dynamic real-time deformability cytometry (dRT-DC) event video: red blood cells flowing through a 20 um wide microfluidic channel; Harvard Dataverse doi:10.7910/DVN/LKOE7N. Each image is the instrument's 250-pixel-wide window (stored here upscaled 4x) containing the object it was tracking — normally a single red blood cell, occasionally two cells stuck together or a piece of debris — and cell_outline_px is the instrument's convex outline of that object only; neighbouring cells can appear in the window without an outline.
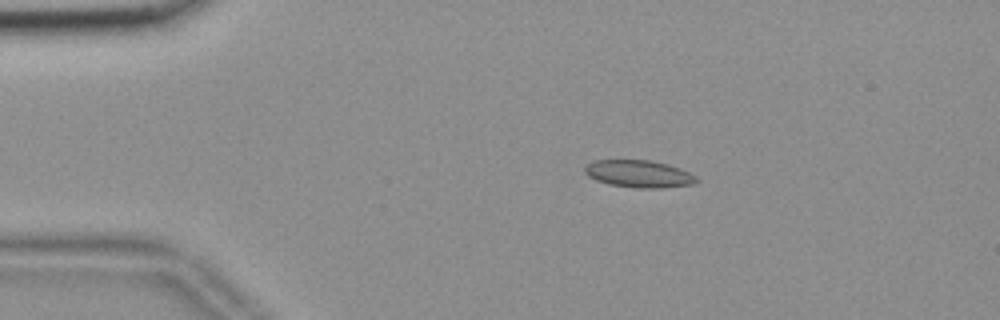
{"species": "common noctule bat (a hibernating species)", "species_latin": "Nyctalus noctula", "temperature_condition": "room temperature", "stored_images_in_passage": 50, "camera_frame_rate_fps": 3000, "um_per_image_px": 0.085, "animal": {"sex": "female", "body_mass_g": 18.4}, "frame": {"image": 1, "passage_image": 5, "time_ms": 1.333, "image_size_px": [1000, 320], "cell_outline_px": [[696, 184], [664, 188], [640, 188], [608, 184], [596, 180], [588, 176], [584, 172], [584, 168], [588, 164], [596, 160], [652, 160], [668, 164], [680, 168], [696, 176]], "centroid_in_image_um": [54.32, 14.78], "position_along_channel_um": 30.7, "area_um2": 17.8}}
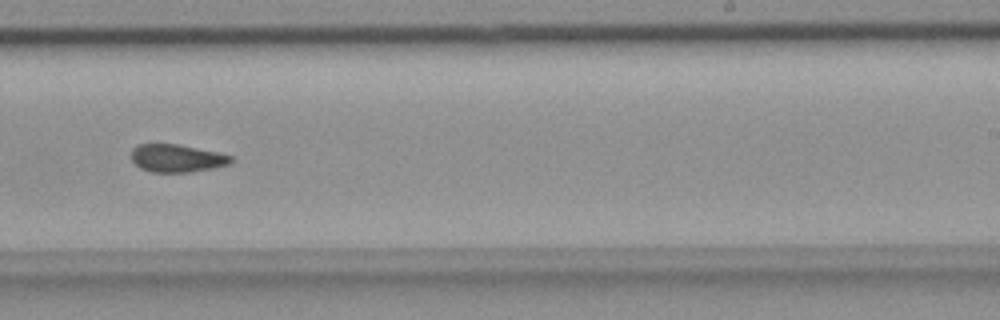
{"frame": {"image": 2, "passage_image": 29, "time_ms": 9.333, "image_size_px": [1000, 320], "cell_outline_px": [[232, 160], [228, 164], [216, 168], [192, 172], [152, 172], [140, 168], [132, 160], [132, 148], [140, 144], [176, 144], [220, 152], [232, 156]], "centroid_in_image_um": [15.06, 13.45], "position_along_channel_um": 273.9, "area_um2": 16.18}}
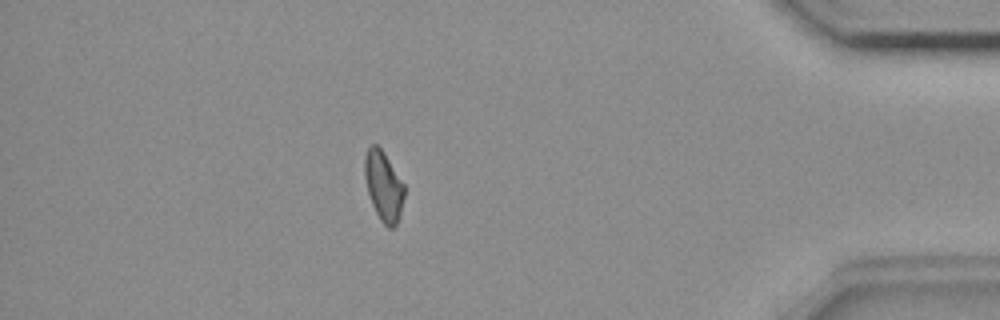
{"frame": {"image": 3, "passage_image": 43, "time_ms": 14.0, "image_size_px": [1000, 320], "cell_outline_px": [[404, 196], [400, 216], [396, 224], [392, 228], [388, 228], [380, 220], [372, 204], [368, 192], [364, 176], [364, 156], [368, 148], [372, 144], [376, 144], [384, 152], [404, 184]], "centroid_in_image_um": [32.59, 15.81], "position_along_channel_um": 402.6, "area_um2": 16.07}, "authors_computed_cell_mechanics": {"area_um2": 16.5886, "velocity_mm_per_s": 3.6765, "shape_relaxation_time_tau1_ms": null, "shape_relaxation_time_tau2_ms": 4.9746, "deformation_change_tau1": null, "deformation_change_tau2": 0.0942}}